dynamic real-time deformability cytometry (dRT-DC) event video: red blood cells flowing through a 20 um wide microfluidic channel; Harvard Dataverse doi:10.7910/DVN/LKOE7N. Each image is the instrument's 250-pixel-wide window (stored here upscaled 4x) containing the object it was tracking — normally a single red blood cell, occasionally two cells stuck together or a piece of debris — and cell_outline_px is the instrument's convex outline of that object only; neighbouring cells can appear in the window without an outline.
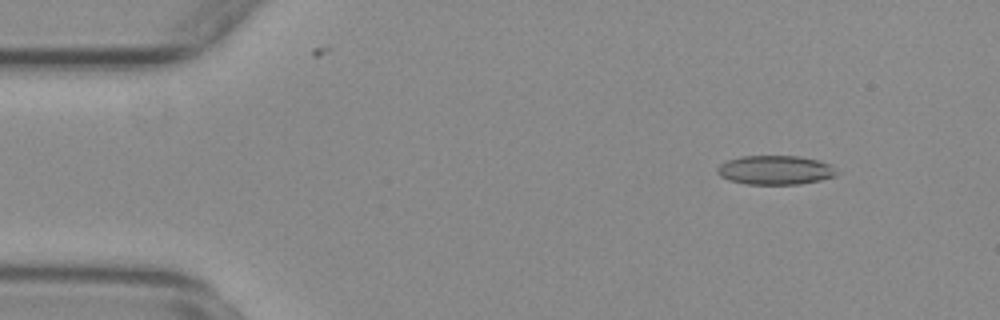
{"species": "common noctule bat (a hibernating species)", "species_latin": "Nyctalus noctula", "temperature_condition": "warm", "stored_images_in_passage": 18, "camera_frame_rate_fps": 3000, "um_per_image_px": 0.085, "animal": {"sex": "female", "body_mass_g": 29.2, "forearm_length_mm": 56.3}, "frame": {"image": 1, "passage_image": 6, "time_ms": 1.667, "image_size_px": [1000, 320], "cell_outline_px": [[840, 172], [836, 176], [820, 180], [800, 184], [748, 184], [728, 180], [720, 176], [716, 172], [716, 168], [720, 164], [728, 160], [740, 156], [796, 156], [816, 160], [828, 164]], "centroid_in_image_um": [65.87, 14.46], "position_along_channel_um": 19.1, "area_um2": 20.23}}